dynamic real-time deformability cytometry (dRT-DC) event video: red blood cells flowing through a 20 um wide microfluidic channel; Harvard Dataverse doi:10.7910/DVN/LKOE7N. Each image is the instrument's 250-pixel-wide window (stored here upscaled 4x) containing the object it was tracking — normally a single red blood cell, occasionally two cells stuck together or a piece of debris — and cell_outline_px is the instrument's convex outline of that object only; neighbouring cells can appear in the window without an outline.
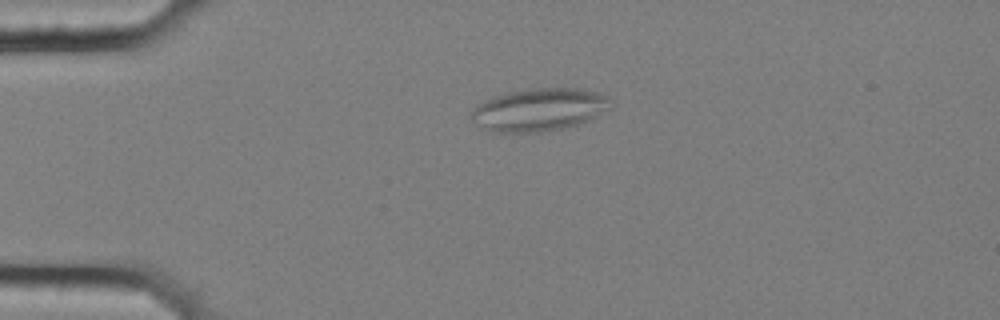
{"species": "common noctule bat (a hibernating species)", "species_latin": "Nyctalus noctula", "temperature_condition": "cold", "stored_images_in_passage": 58, "segment_of_instrument_passage": [1, 2], "camera_frame_rate_fps": 3000, "um_per_image_px": 0.085, "animal": {"sex": "female", "body_mass_g": 25.1}, "frame": {"image": 1, "passage_image": 14, "time_ms": 4.333, "image_size_px": [1000, 320], "cell_outline_px": [[608, 108], [596, 116], [588, 120], [564, 128], [536, 132], [492, 132], [480, 128], [468, 116], [472, 108], [496, 96], [508, 92], [524, 88], [580, 88], [600, 92], [608, 96]], "centroid_in_image_um": [45.77, 9.32], "position_along_channel_um": 39.2, "area_um2": 34.62}}